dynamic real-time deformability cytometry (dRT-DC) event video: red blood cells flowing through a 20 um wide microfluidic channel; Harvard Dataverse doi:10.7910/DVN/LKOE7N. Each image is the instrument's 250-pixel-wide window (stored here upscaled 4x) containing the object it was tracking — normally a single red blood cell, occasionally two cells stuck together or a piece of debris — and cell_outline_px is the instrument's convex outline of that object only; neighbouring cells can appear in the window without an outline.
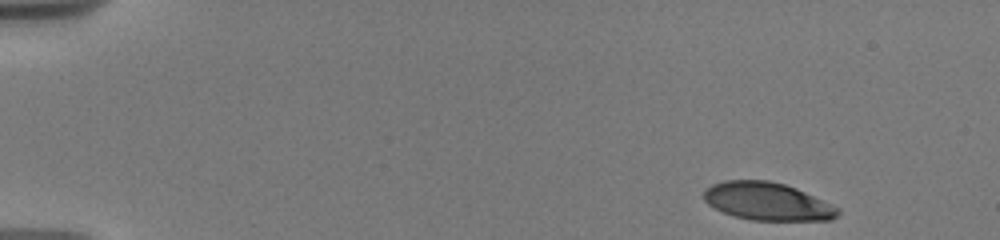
{"species": "human", "species_latin": "Homo sapiens", "temperature_condition": "warm", "stored_images_in_passage": 9, "camera_frame_rate_fps": 3000, "um_per_image_px": 0.085, "donor": {"sex": "male"}, "frame": {"image": 1, "passage_image": 1, "time_ms": 0.0, "image_size_px": [1000, 240], "cell_outline_px": [[840, 212], [832, 220], [752, 220], [736, 216], [724, 212], [708, 204], [704, 200], [704, 192], [712, 184], [724, 180], [768, 180], [784, 184], [796, 188], [840, 208]], "centroid_in_image_um": [65.24, 17.11], "position_along_channel_um": 19.8, "area_um2": 29.3}}
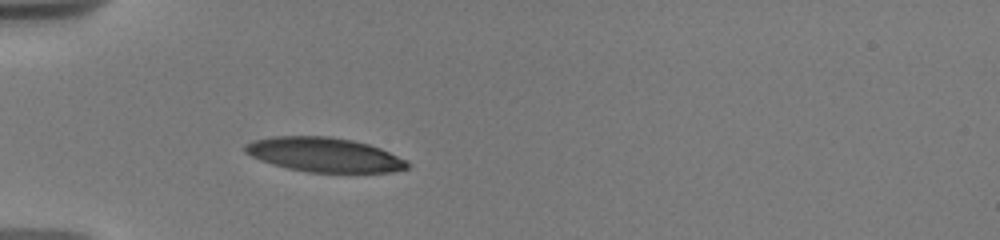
{"frame": {"image": 2, "passage_image": 7, "time_ms": 4.0, "image_size_px": [1000, 240], "cell_outline_px": [[412, 164], [408, 168], [392, 172], [308, 172], [288, 168], [272, 164], [260, 160], [244, 152], [244, 144], [252, 140], [272, 136], [328, 136], [352, 140], [368, 144], [380, 148], [408, 160]], "centroid_in_image_um": [27.57, 13.15], "position_along_channel_um": 57.4, "area_um2": 32.66}}
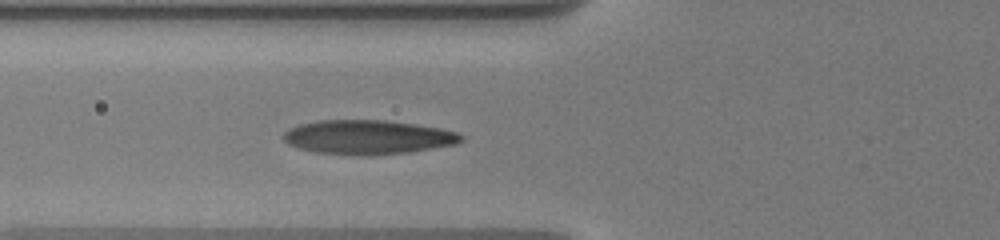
{"frame": {"image": 3, "passage_image": 9, "time_ms": 5.333, "image_size_px": [1000, 240], "cell_outline_px": [[464, 140], [456, 144], [408, 152], [316, 152], [296, 148], [288, 144], [284, 140], [284, 132], [288, 128], [300, 124], [320, 120], [384, 120], [440, 128], [456, 132], [464, 136]], "centroid_in_image_um": [31.26, 11.61], "position_along_channel_um": 94.5, "area_um2": 34.04}}